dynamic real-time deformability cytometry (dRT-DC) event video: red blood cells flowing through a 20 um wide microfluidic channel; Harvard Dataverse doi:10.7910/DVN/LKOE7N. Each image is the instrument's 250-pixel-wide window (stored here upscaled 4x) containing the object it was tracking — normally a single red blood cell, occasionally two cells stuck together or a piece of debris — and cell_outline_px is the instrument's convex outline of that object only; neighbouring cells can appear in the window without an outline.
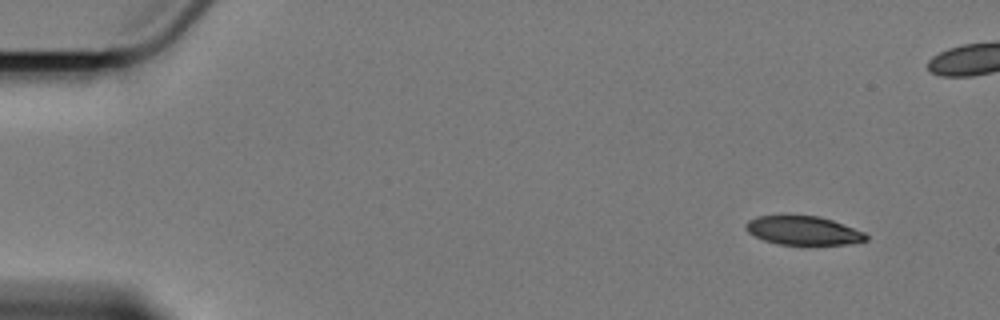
{"species": "Egyptian fruit bat (a non-hibernating species)", "species_latin": "Rousettus aegyptiacus", "temperature_condition": "cold", "stored_images_in_passage": 9, "camera_frame_rate_fps": 3000, "um_per_image_px": 0.085, "animal": {"sex": "female"}, "frame": {"image": 1, "passage_image": 1, "time_ms": 0.0, "image_size_px": [1000, 320], "cell_outline_px": [[868, 240], [848, 244], [776, 244], [764, 240], [748, 232], [744, 228], [744, 224], [748, 220], [756, 216], [816, 216], [832, 220], [864, 232], [868, 236]], "centroid_in_image_um": [68.25, 19.6], "position_along_channel_um": 16.8, "area_um2": 19.94}}
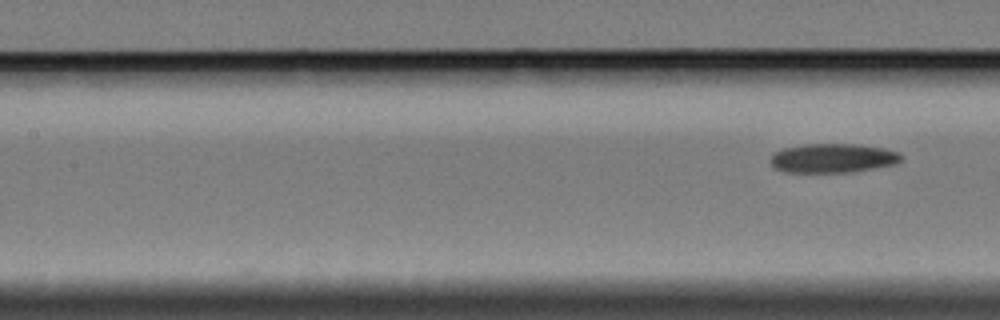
{"frame": {"image": 2, "passage_image": 9, "time_ms": 9.667, "image_size_px": [1000, 320], "cell_outline_px": [[904, 160], [896, 164], [848, 172], [788, 172], [776, 168], [772, 164], [772, 152], [784, 148], [804, 144], [860, 144], [884, 148], [900, 152], [904, 156]], "centroid_in_image_um": [70.86, 13.43], "position_along_channel_um": 136.5, "area_um2": 22.25}}